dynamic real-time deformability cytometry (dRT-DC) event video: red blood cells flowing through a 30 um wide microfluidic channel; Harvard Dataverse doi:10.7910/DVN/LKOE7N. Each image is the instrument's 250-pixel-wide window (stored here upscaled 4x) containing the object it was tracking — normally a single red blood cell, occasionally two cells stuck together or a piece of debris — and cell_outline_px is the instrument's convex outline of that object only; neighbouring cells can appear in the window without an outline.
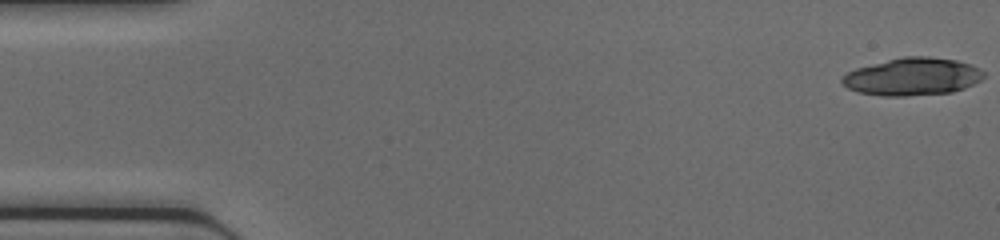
{"species": "common noctule bat (a hibernating species)", "species_latin": "Nyctalus noctula", "temperature_condition": "cold", "stored_images_in_passage": 7, "camera_frame_rate_fps": 3000, "um_per_image_px": 0.085, "animal": {"sex": "female", "body_mass_g": 17.0, "forearm_length_mm": 48.0}, "frame": {"image": 1, "passage_image": 1, "time_ms": 0.0, "image_size_px": [1000, 240], "cell_outline_px": [[984, 76], [980, 80], [964, 88], [952, 92], [908, 96], [884, 96], [860, 92], [848, 88], [840, 80], [848, 72], [856, 68], [904, 56], [928, 56], [956, 60], [972, 64], [984, 72]], "centroid_in_image_um": [77.58, 6.51], "position_along_channel_um": 7.4, "area_um2": 30.81}}